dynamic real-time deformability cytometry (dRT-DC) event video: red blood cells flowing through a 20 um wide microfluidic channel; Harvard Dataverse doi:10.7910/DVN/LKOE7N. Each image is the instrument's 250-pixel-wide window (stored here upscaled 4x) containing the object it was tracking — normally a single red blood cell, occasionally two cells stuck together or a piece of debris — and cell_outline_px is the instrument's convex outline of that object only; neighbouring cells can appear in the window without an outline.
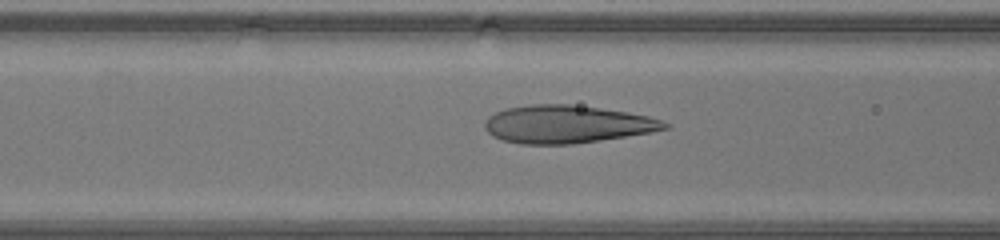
{"species": "human", "species_latin": "Homo sapiens", "temperature_condition": "warm", "stored_images_in_passage": 19, "camera_frame_rate_fps": 3000, "um_per_image_px": 0.085, "donor": {"sex": "male"}, "frame": {"image": 1, "passage_image": 9, "time_ms": 2.667, "image_size_px": [1000, 240], "cell_outline_px": [[672, 124], [668, 128], [648, 132], [600, 140], [572, 144], [520, 144], [504, 140], [492, 136], [484, 128], [484, 120], [488, 116], [504, 108], [528, 104], [568, 104], [600, 108], [628, 112], [648, 116]], "centroid_in_image_um": [48.13, 10.55], "position_along_channel_um": 118.5, "area_um2": 39.59}}
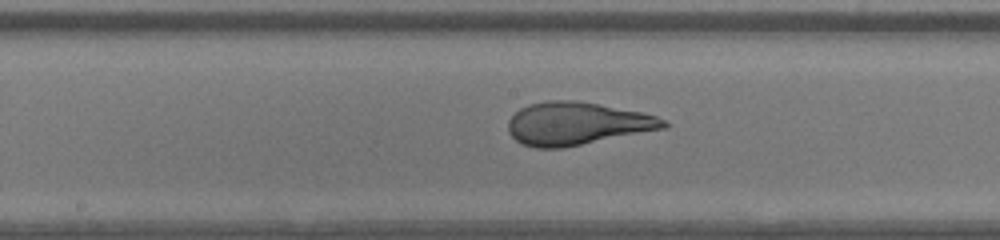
{"frame": {"image": 2, "passage_image": 14, "time_ms": 4.333, "image_size_px": [1000, 240], "cell_outline_px": [[668, 124], [664, 128], [560, 148], [536, 148], [520, 144], [508, 132], [508, 120], [520, 108], [528, 104], [548, 100], [576, 100], [600, 104], [640, 112], [656, 116], [664, 120]], "centroid_in_image_um": [48.97, 10.49], "position_along_channel_um": 199.2, "area_um2": 38.44}}
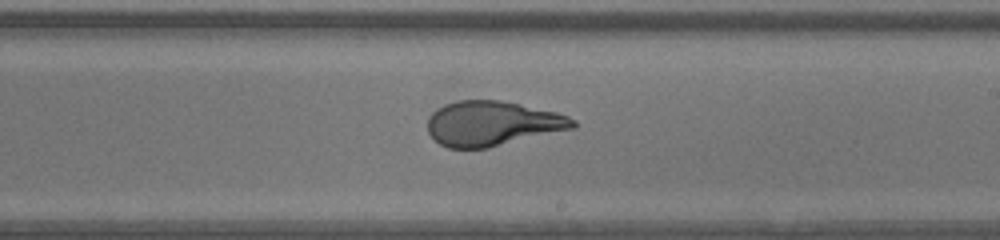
{"frame": {"image": 3, "passage_image": 17, "time_ms": 5.333, "image_size_px": [1000, 240], "cell_outline_px": [[576, 128], [488, 148], [448, 148], [440, 144], [428, 132], [428, 116], [436, 108], [444, 104], [456, 100], [500, 100], [520, 104], [556, 112], [568, 116], [576, 120]], "centroid_in_image_um": [41.85, 10.49], "position_along_channel_um": 247.1, "area_um2": 38.15}}